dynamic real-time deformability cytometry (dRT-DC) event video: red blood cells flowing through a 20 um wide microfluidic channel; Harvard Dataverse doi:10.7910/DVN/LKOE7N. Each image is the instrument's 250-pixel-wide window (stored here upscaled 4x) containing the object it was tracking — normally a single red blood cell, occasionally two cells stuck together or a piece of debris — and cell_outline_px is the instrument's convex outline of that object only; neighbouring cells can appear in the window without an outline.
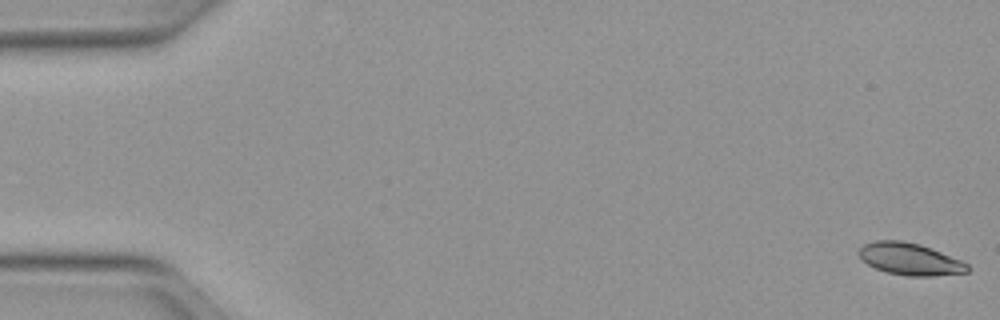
{"species": "Egyptian fruit bat (a non-hibernating species)", "species_latin": "Rousettus aegyptiacus", "temperature_condition": "warm", "stored_images_in_passage": 51, "camera_frame_rate_fps": 3000, "um_per_image_px": 0.085, "animal": {"sex": "female"}, "frame": {"image": 1, "passage_image": 1, "time_ms": 0.0, "image_size_px": [1000, 320], "cell_outline_px": [[972, 268], [968, 272], [932, 276], [908, 276], [888, 272], [876, 268], [868, 264], [856, 252], [864, 244], [876, 240], [900, 240], [920, 244], [932, 248], [960, 260], [968, 264]], "centroid_in_image_um": [77.36, 22.01], "position_along_channel_um": 7.6, "area_um2": 20.23}}
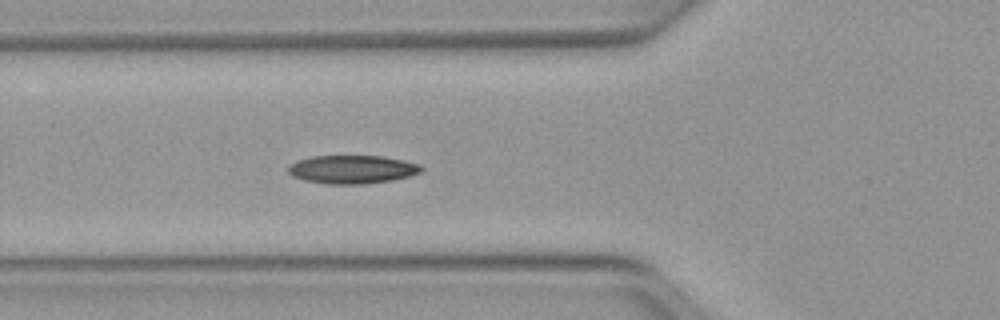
{"frame": {"image": 2, "passage_image": 19, "time_ms": 6.0, "image_size_px": [1000, 320], "cell_outline_px": [[424, 168], [420, 172], [408, 176], [392, 180], [364, 184], [328, 184], [304, 180], [292, 176], [288, 172], [288, 164], [296, 160], [312, 156], [384, 156], [404, 160], [420, 164]], "centroid_in_image_um": [29.91, 14.39], "position_along_channel_um": 95.9, "area_um2": 22.14}}
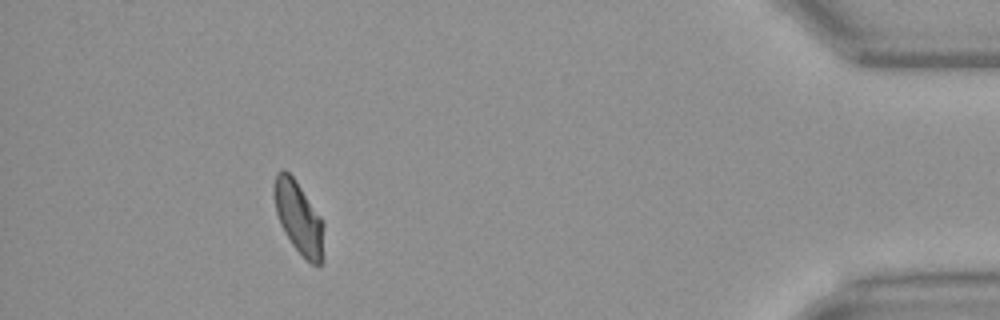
{"frame": {"image": 3, "passage_image": 47, "time_ms": 15.333, "image_size_px": [1000, 320], "cell_outline_px": [[324, 224], [320, 268], [312, 264], [292, 244], [284, 232], [280, 224], [276, 212], [272, 192], [272, 188], [276, 172], [280, 168], [284, 168], [296, 180], [320, 216]], "centroid_in_image_um": [25.34, 18.43], "position_along_channel_um": 409.9, "area_um2": 20.92}, "authors_computed_cell_mechanics": {"area_um2": 21.1548, "velocity_mm_per_s": 3.9921, "shape_relaxation_time_tau1_ms": 6.7932, "shape_relaxation_time_tau2_ms": 2.7597, "deformation_change_tau1": 0.1666, "deformation_change_tau2": 0.0745}}